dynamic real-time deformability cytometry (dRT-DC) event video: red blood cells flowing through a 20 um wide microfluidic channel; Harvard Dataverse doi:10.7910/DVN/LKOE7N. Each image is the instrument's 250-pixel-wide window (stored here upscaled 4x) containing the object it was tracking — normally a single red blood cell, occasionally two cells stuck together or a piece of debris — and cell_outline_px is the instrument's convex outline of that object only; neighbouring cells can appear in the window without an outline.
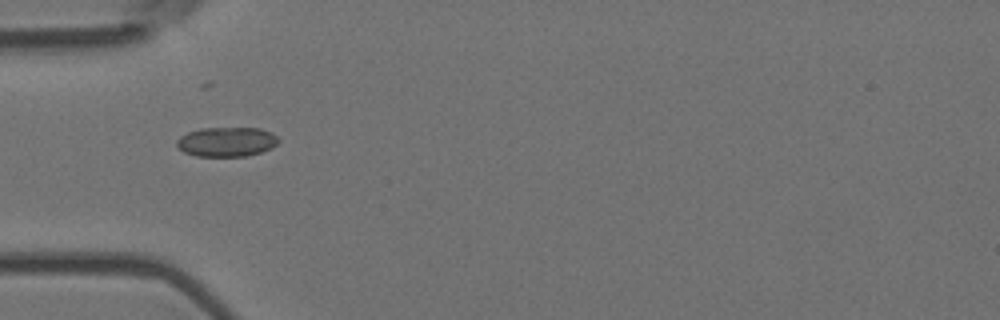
{"species": "Egyptian fruit bat (a non-hibernating species)", "species_latin": "Rousettus aegyptiacus", "temperature_condition": "room temperature", "stored_images_in_passage": 10, "camera_frame_rate_fps": 3000, "um_per_image_px": 0.085, "animal": {"sex": "female"}, "frame": {"image": 1, "passage_image": 4, "time_ms": 1.0, "image_size_px": [1000, 320], "cell_outline_px": [[280, 140], [272, 148], [260, 152], [244, 156], [196, 156], [184, 152], [176, 144], [176, 140], [180, 136], [188, 132], [200, 128], [260, 128], [272, 132]], "centroid_in_image_um": [19.26, 12.04], "position_along_channel_um": 65.7, "area_um2": 17.51}}
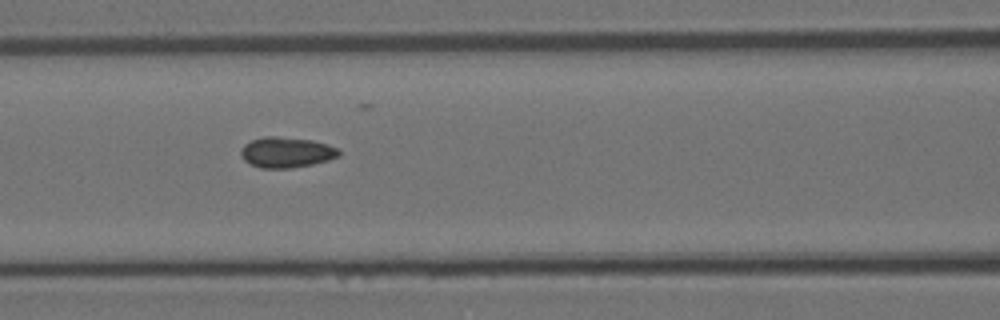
{"frame": {"image": 2, "passage_image": 6, "time_ms": 1.667, "image_size_px": [1000, 320], "cell_outline_px": [[340, 156], [328, 160], [312, 164], [292, 168], [260, 168], [244, 160], [240, 156], [240, 148], [244, 144], [252, 140], [264, 136], [276, 136], [312, 140], [328, 144], [340, 148]], "centroid_in_image_um": [24.35, 12.94], "position_along_channel_um": 142.3, "area_um2": 17.63}}
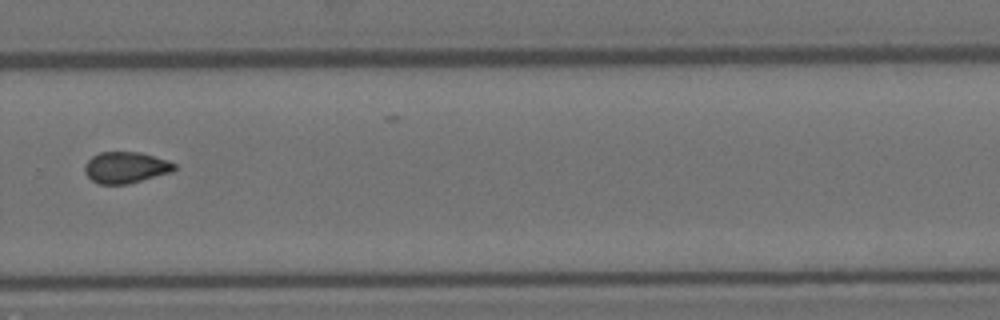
{"frame": {"image": 3, "passage_image": 10, "time_ms": 3.0, "image_size_px": [1000, 320], "cell_outline_px": [[176, 168], [172, 172], [128, 184], [100, 184], [92, 180], [84, 172], [84, 164], [92, 156], [100, 152], [140, 152], [176, 164]], "centroid_in_image_um": [10.66, 14.24], "position_along_channel_um": 319.1, "area_um2": 16.24}}